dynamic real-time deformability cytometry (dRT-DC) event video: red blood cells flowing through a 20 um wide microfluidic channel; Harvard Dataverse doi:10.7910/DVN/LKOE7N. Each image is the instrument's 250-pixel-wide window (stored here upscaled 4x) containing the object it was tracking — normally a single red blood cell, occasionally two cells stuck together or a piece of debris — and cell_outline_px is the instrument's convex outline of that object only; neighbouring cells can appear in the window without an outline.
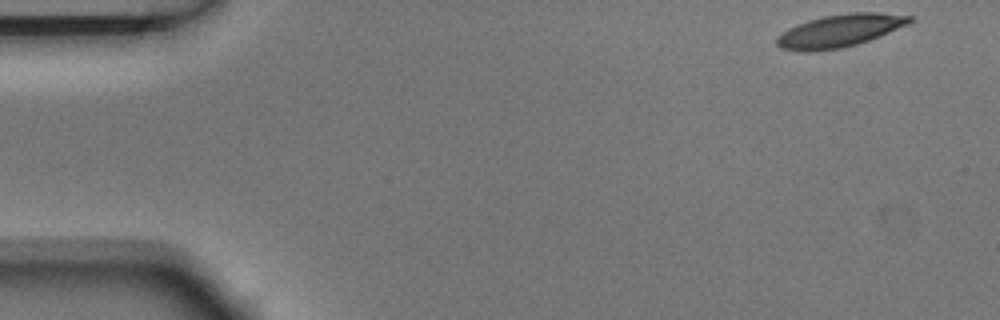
{"species": "Egyptian fruit bat (a non-hibernating species)", "species_latin": "Rousettus aegyptiacus", "temperature_condition": "room temperature", "stored_images_in_passage": 4, "camera_frame_rate_fps": 3000, "um_per_image_px": 0.085, "animal": {"sex": "male"}, "frame": {"image": 1, "passage_image": 1, "time_ms": 0.0, "image_size_px": [1000, 320], "cell_outline_px": [[912, 20], [908, 24], [880, 36], [856, 44], [840, 48], [804, 52], [780, 48], [776, 44], [776, 36], [788, 28], [808, 20], [824, 16], [852, 12], [876, 12], [912, 16]], "centroid_in_image_um": [71.34, 2.61], "position_along_channel_um": 13.7, "area_um2": 25.09}}